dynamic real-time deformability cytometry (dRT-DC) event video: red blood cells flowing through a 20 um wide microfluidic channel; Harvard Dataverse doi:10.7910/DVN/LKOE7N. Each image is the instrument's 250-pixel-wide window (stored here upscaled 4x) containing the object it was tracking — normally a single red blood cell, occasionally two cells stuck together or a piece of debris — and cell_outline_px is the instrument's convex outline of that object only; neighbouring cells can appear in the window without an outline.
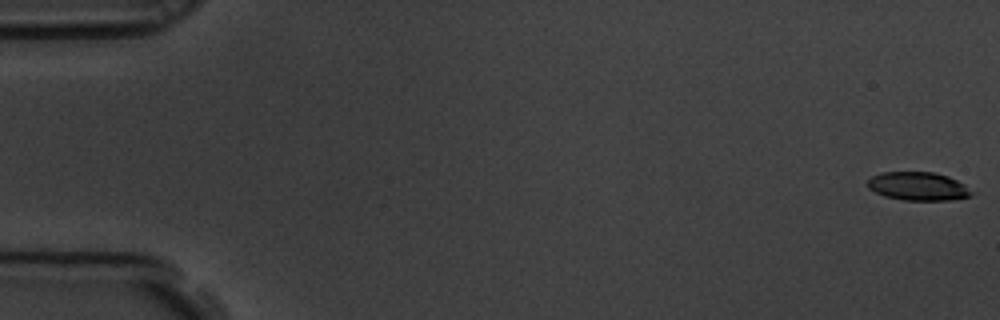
{"species": "common noctule bat (a hibernating species)", "species_latin": "Nyctalus noctula", "temperature_condition": "room temperature", "stored_images_in_passage": 6, "camera_frame_rate_fps": 3000, "um_per_image_px": 0.085, "animal": {"sex": "male", "body_mass_g": 19.5, "forearm_length_mm": 54.6}, "frame": {"image": 1, "passage_image": 1, "time_ms": 0.0, "image_size_px": [1000, 320], "cell_outline_px": [[976, 192], [972, 196], [952, 200], [904, 200], [884, 196], [868, 188], [868, 180], [872, 176], [880, 172], [936, 172], [948, 176], [964, 184]], "centroid_in_image_um": [78.09, 15.83], "position_along_channel_um": 6.9, "area_um2": 17.4}}
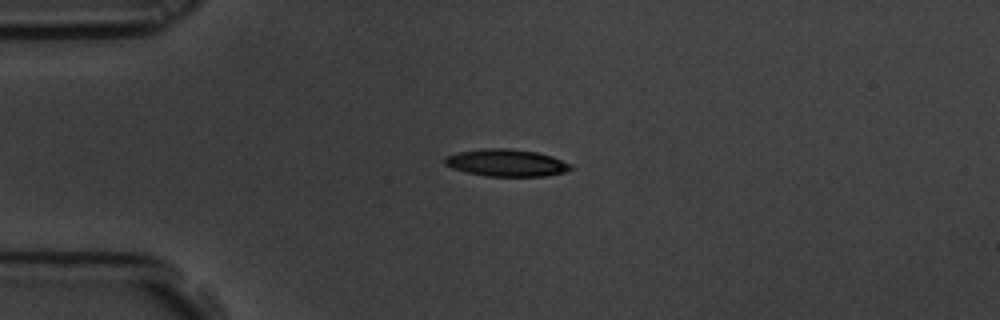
{"frame": {"image": 2, "passage_image": 5, "time_ms": 1.333, "image_size_px": [1000, 320], "cell_outline_px": [[576, 168], [564, 172], [544, 176], [488, 176], [468, 172], [452, 168], [444, 164], [444, 156], [456, 152], [484, 148], [508, 148], [536, 152], [552, 156], [572, 164]], "centroid_in_image_um": [43.05, 13.83], "position_along_channel_um": 41.9, "area_um2": 20.06}}